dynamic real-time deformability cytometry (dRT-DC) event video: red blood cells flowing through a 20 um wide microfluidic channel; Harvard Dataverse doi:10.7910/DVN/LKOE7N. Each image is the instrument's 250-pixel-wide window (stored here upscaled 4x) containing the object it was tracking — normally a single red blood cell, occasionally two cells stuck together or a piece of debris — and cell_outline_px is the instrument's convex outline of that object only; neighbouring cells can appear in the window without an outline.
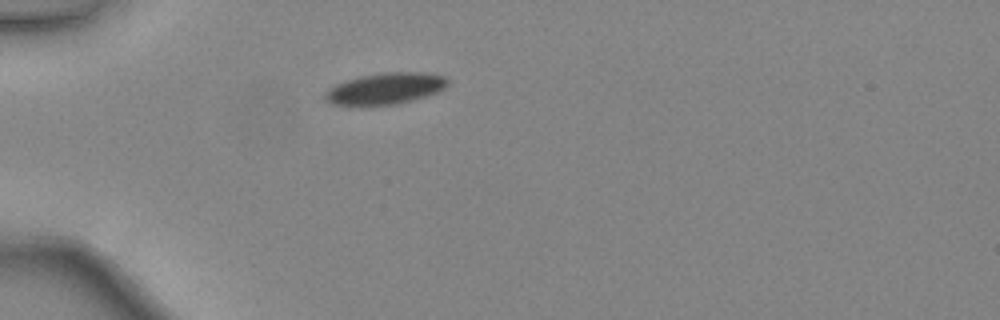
{"species": "common noctule bat (a hibernating species)", "species_latin": "Nyctalus noctula", "temperature_condition": "warm", "stored_images_in_passage": 34, "camera_frame_rate_fps": 3000, "um_per_image_px": 0.085, "animal": {"sex": "female", "body_mass_g": 24.6, "forearm_length_mm": 56.2}, "frame": {"image": 1, "passage_image": 1, "time_ms": 0.0, "image_size_px": [1000, 320], "cell_outline_px": [[448, 84], [444, 88], [436, 92], [412, 100], [396, 104], [360, 108], [332, 104], [324, 100], [324, 92], [328, 88], [336, 84], [360, 76], [384, 72], [428, 72], [444, 76], [448, 80]], "centroid_in_image_um": [32.68, 7.56], "position_along_channel_um": 52.3, "area_um2": 23.06}}
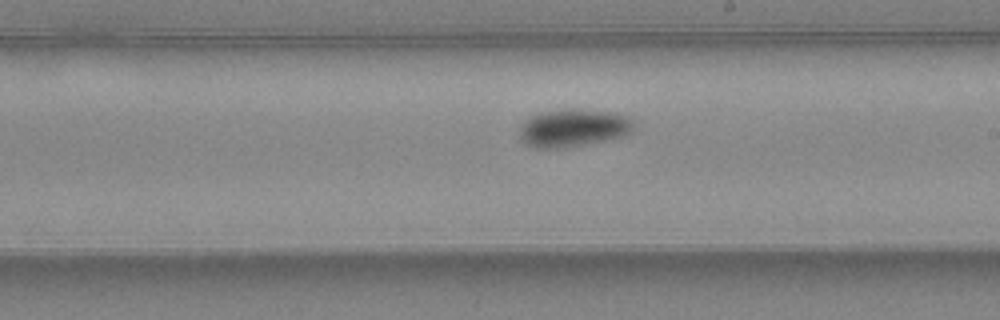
{"frame": {"image": 2, "passage_image": 15, "time_ms": 4.667, "image_size_px": [1000, 320], "cell_outline_px": [[636, 128], [632, 132], [624, 136], [584, 144], [560, 148], [536, 148], [524, 144], [520, 140], [520, 124], [528, 116], [540, 112], [612, 112], [628, 116], [636, 124]], "centroid_in_image_um": [48.71, 10.92], "position_along_channel_um": 240.3, "area_um2": 24.51}}
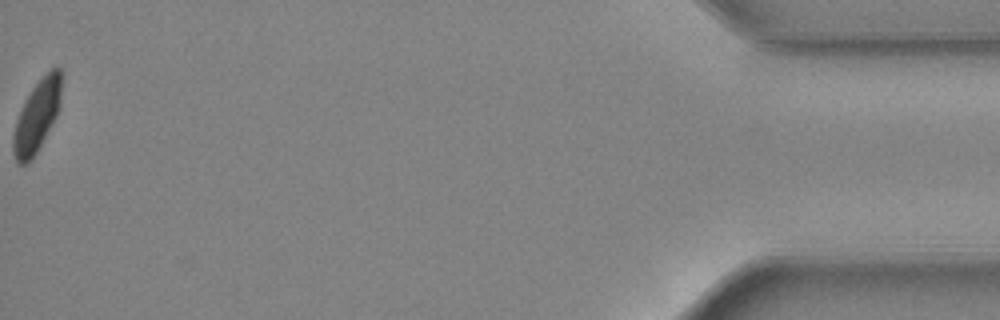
{"frame": {"image": 3, "passage_image": 34, "time_ms": 11.0, "image_size_px": [1000, 320], "cell_outline_px": [[60, 104], [56, 116], [32, 160], [24, 164], [16, 164], [12, 152], [12, 136], [16, 120], [24, 100], [32, 88], [56, 64], [60, 68]], "centroid_in_image_um": [3.09, 9.91], "position_along_channel_um": 432.1, "area_um2": 19.94}, "authors_computed_cell_mechanics": {"area_um2": 22.9755, "velocity_mm_per_s": 4.4383, "shape_relaxation_time_tau1_ms": 7.4365, "shape_relaxation_time_tau2_ms": 2.5402, "deformation_change_tau1": 0.1374, "deformation_change_tau2": 0.0409}}